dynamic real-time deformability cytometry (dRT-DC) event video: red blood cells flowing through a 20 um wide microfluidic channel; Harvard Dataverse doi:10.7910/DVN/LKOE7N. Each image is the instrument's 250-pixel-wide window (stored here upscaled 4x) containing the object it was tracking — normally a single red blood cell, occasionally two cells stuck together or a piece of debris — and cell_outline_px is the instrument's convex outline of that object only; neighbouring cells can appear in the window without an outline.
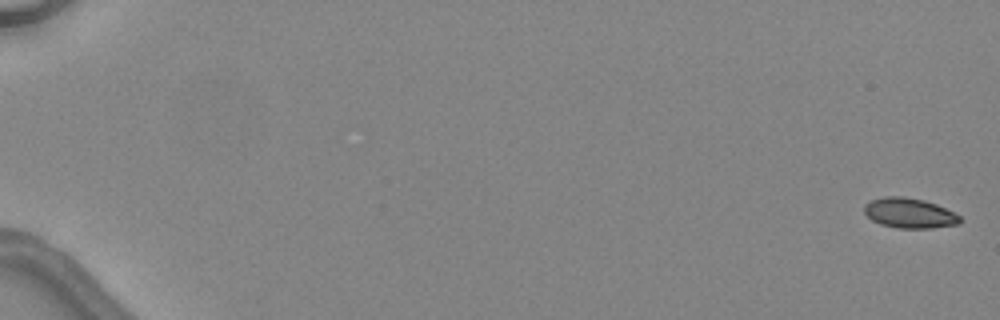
{"species": "common noctule bat (a hibernating species)", "species_latin": "Nyctalus noctula", "temperature_condition": "warm", "stored_images_in_passage": 6, "camera_frame_rate_fps": 3000, "um_per_image_px": 0.085, "animal": {"sex": "female", "body_mass_g": 24.6, "forearm_length_mm": 56.2}, "frame": {"image": 1, "passage_image": 1, "time_ms": 0.0, "image_size_px": [1000, 320], "cell_outline_px": [[960, 224], [932, 228], [900, 228], [880, 224], [872, 220], [864, 212], [864, 204], [872, 200], [884, 196], [904, 196], [924, 200], [936, 204], [960, 216]], "centroid_in_image_um": [77.29, 18.11], "position_along_channel_um": 7.7, "area_um2": 16.7}}